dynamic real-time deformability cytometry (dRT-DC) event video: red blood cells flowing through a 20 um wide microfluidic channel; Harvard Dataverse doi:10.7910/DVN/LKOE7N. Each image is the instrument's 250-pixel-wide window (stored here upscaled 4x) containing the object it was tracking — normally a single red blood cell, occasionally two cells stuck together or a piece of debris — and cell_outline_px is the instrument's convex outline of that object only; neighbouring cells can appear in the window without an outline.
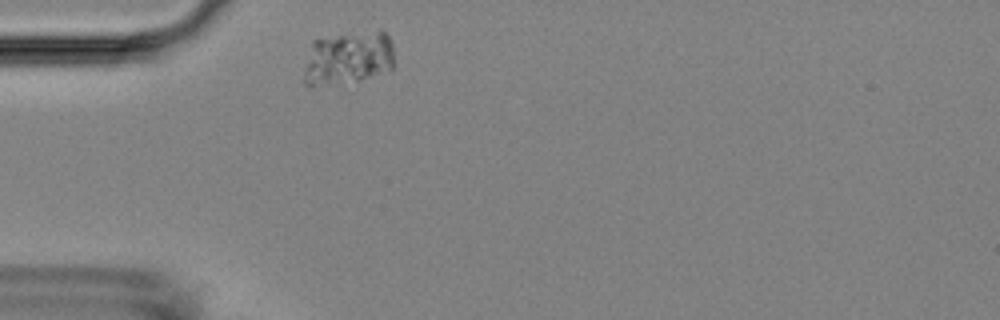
{"species": "Egyptian fruit bat (a non-hibernating species)", "species_latin": "Rousettus aegyptiacus", "temperature_condition": "room temperature", "stored_images_in_passage": 35, "camera_frame_rate_fps": 3000, "um_per_image_px": 0.085, "animal": {"sex": "female"}, "frame": {"image": 1, "passage_image": 1, "time_ms": 0.0, "image_size_px": [1000, 320], "cell_outline_px": [[392, 68], [360, 80], [312, 88], [304, 84], [304, 68], [312, 40], [380, 28], [388, 36], [392, 44]], "centroid_in_image_um": [29.55, 4.93], "position_along_channel_um": 55.5, "area_um2": 28.38}}
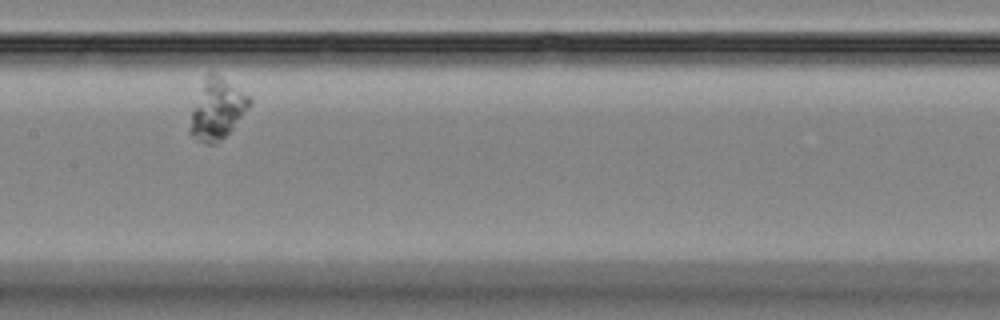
{"frame": {"image": 2, "passage_image": 14, "time_ms": 4.333, "image_size_px": [1000, 320], "cell_outline_px": [[252, 104], [232, 128], [216, 144], [204, 144], [196, 140], [188, 132], [188, 128], [192, 112], [204, 76], [212, 68], [248, 96], [252, 100]], "centroid_in_image_um": [18.42, 9.24], "position_along_channel_um": 189.0, "area_um2": 21.1}}
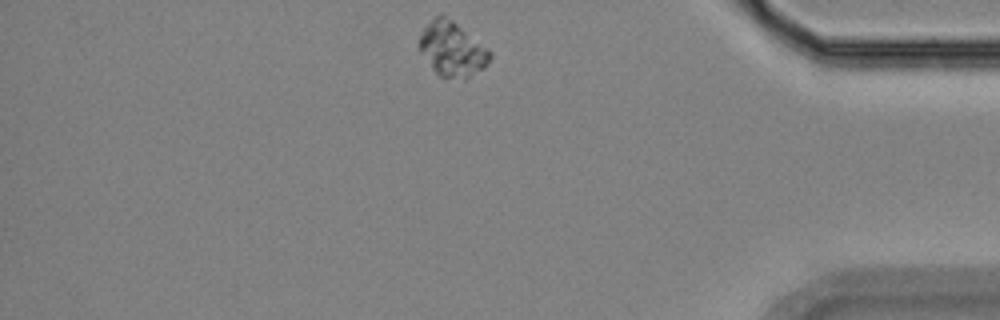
{"frame": {"image": 3, "passage_image": 35, "time_ms": 11.333, "image_size_px": [1000, 320], "cell_outline_px": [[492, 56], [488, 64], [484, 68], [464, 80], [440, 76], [432, 68], [416, 48], [416, 44], [424, 28], [440, 12], [444, 12], [488, 48], [492, 52]], "centroid_in_image_um": [38.43, 4.16], "position_along_channel_um": 396.8, "area_um2": 23.0}}